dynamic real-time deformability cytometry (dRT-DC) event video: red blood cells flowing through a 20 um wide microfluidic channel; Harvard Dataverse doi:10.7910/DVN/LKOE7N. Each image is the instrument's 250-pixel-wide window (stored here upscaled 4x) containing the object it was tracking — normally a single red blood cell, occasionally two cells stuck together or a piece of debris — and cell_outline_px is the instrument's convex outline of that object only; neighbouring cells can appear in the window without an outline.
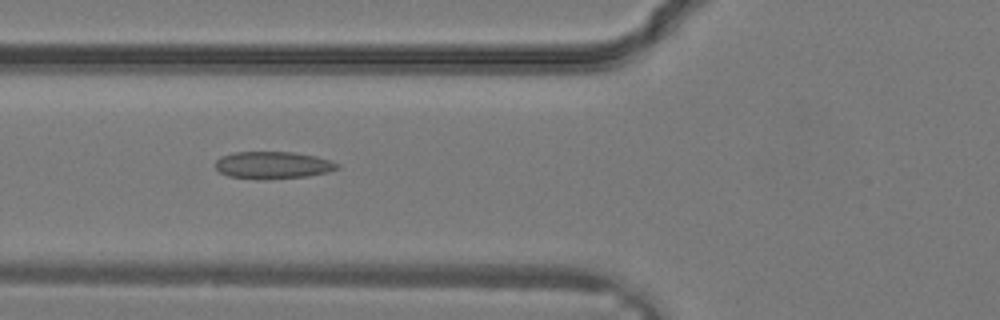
{"species": "common noctule bat (a hibernating species)", "species_latin": "Nyctalus noctula", "temperature_condition": "warm", "stored_images_in_passage": 27, "camera_frame_rate_fps": 3000, "um_per_image_px": 0.085, "animal": {"sex": "male", "body_mass_g": 19.2, "forearm_length_mm": 51.8}, "frame": {"image": 1, "passage_image": 7, "time_ms": 2.0, "image_size_px": [1000, 320], "cell_outline_px": [[340, 168], [328, 172], [308, 176], [264, 180], [228, 176], [220, 172], [216, 168], [216, 160], [220, 156], [236, 152], [292, 152], [316, 156], [340, 164]], "centroid_in_image_um": [23.2, 14.04], "position_along_channel_um": 102.6, "area_um2": 19.42}}
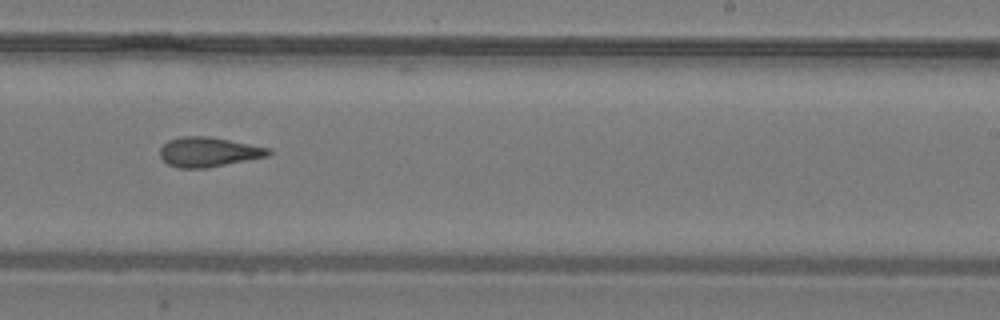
{"frame": {"image": 2, "passage_image": 15, "time_ms": 4.667, "image_size_px": [1000, 320], "cell_outline_px": [[272, 152], [268, 156], [208, 168], [176, 168], [168, 164], [160, 156], [160, 148], [168, 140], [180, 136], [208, 136], [272, 148]], "centroid_in_image_um": [17.73, 12.92], "position_along_channel_um": 271.3, "area_um2": 18.9}}
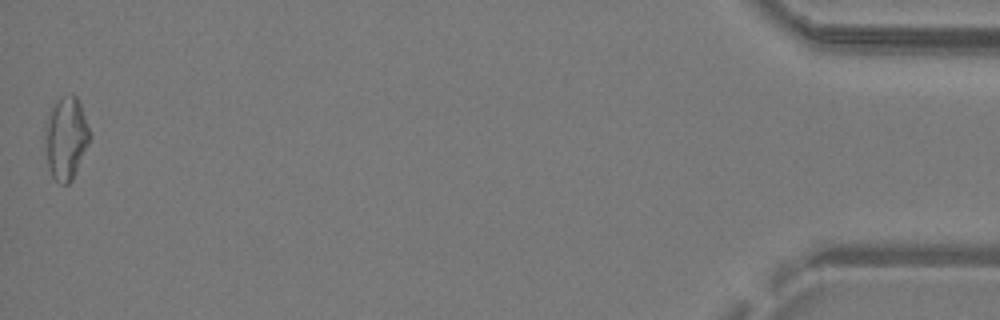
{"frame": {"image": 3, "passage_image": 27, "time_ms": 8.667, "image_size_px": [1000, 320], "cell_outline_px": [[92, 136], [72, 180], [68, 184], [60, 184], [52, 176], [48, 168], [44, 144], [48, 116], [52, 108], [60, 96], [72, 92], [76, 96], [80, 104]], "centroid_in_image_um": [5.61, 11.74], "position_along_channel_um": 429.6, "area_um2": 21.56}}